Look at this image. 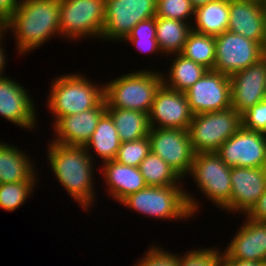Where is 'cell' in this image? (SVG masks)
Here are the masks:
<instances>
[{"label":"cell","instance_id":"obj_1","mask_svg":"<svg viewBox=\"0 0 266 266\" xmlns=\"http://www.w3.org/2000/svg\"><path fill=\"white\" fill-rule=\"evenodd\" d=\"M60 0H20L3 28L15 37L19 55L36 50L48 39L60 36Z\"/></svg>","mask_w":266,"mask_h":266},{"label":"cell","instance_id":"obj_2","mask_svg":"<svg viewBox=\"0 0 266 266\" xmlns=\"http://www.w3.org/2000/svg\"><path fill=\"white\" fill-rule=\"evenodd\" d=\"M47 147V160L56 180L84 210L95 204L96 191L93 178L94 160L84 146L62 145L51 142Z\"/></svg>","mask_w":266,"mask_h":266},{"label":"cell","instance_id":"obj_3","mask_svg":"<svg viewBox=\"0 0 266 266\" xmlns=\"http://www.w3.org/2000/svg\"><path fill=\"white\" fill-rule=\"evenodd\" d=\"M180 185L147 186L124 198L120 204L147 217L182 220L194 217L200 204Z\"/></svg>","mask_w":266,"mask_h":266},{"label":"cell","instance_id":"obj_4","mask_svg":"<svg viewBox=\"0 0 266 266\" xmlns=\"http://www.w3.org/2000/svg\"><path fill=\"white\" fill-rule=\"evenodd\" d=\"M81 73L53 78L47 107L55 123L60 117L95 108L104 99V84H94Z\"/></svg>","mask_w":266,"mask_h":266},{"label":"cell","instance_id":"obj_5","mask_svg":"<svg viewBox=\"0 0 266 266\" xmlns=\"http://www.w3.org/2000/svg\"><path fill=\"white\" fill-rule=\"evenodd\" d=\"M163 84L161 71L139 70L104 84L106 108L135 110L149 114L155 94Z\"/></svg>","mask_w":266,"mask_h":266},{"label":"cell","instance_id":"obj_6","mask_svg":"<svg viewBox=\"0 0 266 266\" xmlns=\"http://www.w3.org/2000/svg\"><path fill=\"white\" fill-rule=\"evenodd\" d=\"M242 127V115L232 107L193 115L187 129L197 153L217 152L220 146Z\"/></svg>","mask_w":266,"mask_h":266},{"label":"cell","instance_id":"obj_7","mask_svg":"<svg viewBox=\"0 0 266 266\" xmlns=\"http://www.w3.org/2000/svg\"><path fill=\"white\" fill-rule=\"evenodd\" d=\"M60 36L79 40L101 39L104 28L105 0H60Z\"/></svg>","mask_w":266,"mask_h":266},{"label":"cell","instance_id":"obj_8","mask_svg":"<svg viewBox=\"0 0 266 266\" xmlns=\"http://www.w3.org/2000/svg\"><path fill=\"white\" fill-rule=\"evenodd\" d=\"M230 175L231 167L216 152L195 154L189 173L205 198L222 210L229 206L232 190Z\"/></svg>","mask_w":266,"mask_h":266},{"label":"cell","instance_id":"obj_9","mask_svg":"<svg viewBox=\"0 0 266 266\" xmlns=\"http://www.w3.org/2000/svg\"><path fill=\"white\" fill-rule=\"evenodd\" d=\"M157 0H105L101 39L122 41L139 22L156 16Z\"/></svg>","mask_w":266,"mask_h":266},{"label":"cell","instance_id":"obj_10","mask_svg":"<svg viewBox=\"0 0 266 266\" xmlns=\"http://www.w3.org/2000/svg\"><path fill=\"white\" fill-rule=\"evenodd\" d=\"M214 71L231 76L263 58V46L246 37L225 31L215 36Z\"/></svg>","mask_w":266,"mask_h":266},{"label":"cell","instance_id":"obj_11","mask_svg":"<svg viewBox=\"0 0 266 266\" xmlns=\"http://www.w3.org/2000/svg\"><path fill=\"white\" fill-rule=\"evenodd\" d=\"M151 151L162 158L184 178L189 175L195 152L187 130L178 128H150Z\"/></svg>","mask_w":266,"mask_h":266},{"label":"cell","instance_id":"obj_12","mask_svg":"<svg viewBox=\"0 0 266 266\" xmlns=\"http://www.w3.org/2000/svg\"><path fill=\"white\" fill-rule=\"evenodd\" d=\"M216 153L228 167L266 168V134L242 126Z\"/></svg>","mask_w":266,"mask_h":266},{"label":"cell","instance_id":"obj_13","mask_svg":"<svg viewBox=\"0 0 266 266\" xmlns=\"http://www.w3.org/2000/svg\"><path fill=\"white\" fill-rule=\"evenodd\" d=\"M185 94L193 115L228 109L231 107L230 77L208 70Z\"/></svg>","mask_w":266,"mask_h":266},{"label":"cell","instance_id":"obj_14","mask_svg":"<svg viewBox=\"0 0 266 266\" xmlns=\"http://www.w3.org/2000/svg\"><path fill=\"white\" fill-rule=\"evenodd\" d=\"M150 128H178L187 130L193 113L185 93L161 85L148 114Z\"/></svg>","mask_w":266,"mask_h":266},{"label":"cell","instance_id":"obj_15","mask_svg":"<svg viewBox=\"0 0 266 266\" xmlns=\"http://www.w3.org/2000/svg\"><path fill=\"white\" fill-rule=\"evenodd\" d=\"M231 107L239 114L266 99V59L230 76Z\"/></svg>","mask_w":266,"mask_h":266},{"label":"cell","instance_id":"obj_16","mask_svg":"<svg viewBox=\"0 0 266 266\" xmlns=\"http://www.w3.org/2000/svg\"><path fill=\"white\" fill-rule=\"evenodd\" d=\"M228 213L247 214L266 190V168L231 167Z\"/></svg>","mask_w":266,"mask_h":266},{"label":"cell","instance_id":"obj_17","mask_svg":"<svg viewBox=\"0 0 266 266\" xmlns=\"http://www.w3.org/2000/svg\"><path fill=\"white\" fill-rule=\"evenodd\" d=\"M20 84L6 75L0 78V117L3 116L20 128L33 130L38 117L35 103L29 92Z\"/></svg>","mask_w":266,"mask_h":266},{"label":"cell","instance_id":"obj_18","mask_svg":"<svg viewBox=\"0 0 266 266\" xmlns=\"http://www.w3.org/2000/svg\"><path fill=\"white\" fill-rule=\"evenodd\" d=\"M229 16L228 31L264 45L266 40V2L229 0Z\"/></svg>","mask_w":266,"mask_h":266},{"label":"cell","instance_id":"obj_19","mask_svg":"<svg viewBox=\"0 0 266 266\" xmlns=\"http://www.w3.org/2000/svg\"><path fill=\"white\" fill-rule=\"evenodd\" d=\"M103 99L95 108L78 114L60 117L54 124L55 138L52 142L69 146H85L95 131L99 119L106 112Z\"/></svg>","mask_w":266,"mask_h":266},{"label":"cell","instance_id":"obj_20","mask_svg":"<svg viewBox=\"0 0 266 266\" xmlns=\"http://www.w3.org/2000/svg\"><path fill=\"white\" fill-rule=\"evenodd\" d=\"M246 218L224 250L223 257L266 262V222L253 221L247 216Z\"/></svg>","mask_w":266,"mask_h":266},{"label":"cell","instance_id":"obj_21","mask_svg":"<svg viewBox=\"0 0 266 266\" xmlns=\"http://www.w3.org/2000/svg\"><path fill=\"white\" fill-rule=\"evenodd\" d=\"M102 175L107 185L108 195L119 203L132 193L146 188L144 177L139 167L118 163L116 160L103 162Z\"/></svg>","mask_w":266,"mask_h":266},{"label":"cell","instance_id":"obj_22","mask_svg":"<svg viewBox=\"0 0 266 266\" xmlns=\"http://www.w3.org/2000/svg\"><path fill=\"white\" fill-rule=\"evenodd\" d=\"M24 153L22 149L19 150L12 144L0 145V184L39 181L35 165L30 163L32 160Z\"/></svg>","mask_w":266,"mask_h":266},{"label":"cell","instance_id":"obj_23","mask_svg":"<svg viewBox=\"0 0 266 266\" xmlns=\"http://www.w3.org/2000/svg\"><path fill=\"white\" fill-rule=\"evenodd\" d=\"M229 0H213L195 8L192 30L217 36L227 31L229 25Z\"/></svg>","mask_w":266,"mask_h":266},{"label":"cell","instance_id":"obj_24","mask_svg":"<svg viewBox=\"0 0 266 266\" xmlns=\"http://www.w3.org/2000/svg\"><path fill=\"white\" fill-rule=\"evenodd\" d=\"M173 55L174 58H172L173 62L170 64L169 73L164 74L161 71L162 82L169 89L185 93L209 69L202 64L185 58L180 53Z\"/></svg>","mask_w":266,"mask_h":266},{"label":"cell","instance_id":"obj_25","mask_svg":"<svg viewBox=\"0 0 266 266\" xmlns=\"http://www.w3.org/2000/svg\"><path fill=\"white\" fill-rule=\"evenodd\" d=\"M120 145L121 141L112 118L105 112L99 119L95 131L84 147L93 159L94 155L90 153L92 148V152L95 151L103 163L109 160H115Z\"/></svg>","mask_w":266,"mask_h":266},{"label":"cell","instance_id":"obj_26","mask_svg":"<svg viewBox=\"0 0 266 266\" xmlns=\"http://www.w3.org/2000/svg\"><path fill=\"white\" fill-rule=\"evenodd\" d=\"M106 113L112 118L121 142L148 136L150 124L147 113L120 108H106Z\"/></svg>","mask_w":266,"mask_h":266},{"label":"cell","instance_id":"obj_27","mask_svg":"<svg viewBox=\"0 0 266 266\" xmlns=\"http://www.w3.org/2000/svg\"><path fill=\"white\" fill-rule=\"evenodd\" d=\"M191 31L187 22L156 17V39L164 56L181 53Z\"/></svg>","mask_w":266,"mask_h":266},{"label":"cell","instance_id":"obj_28","mask_svg":"<svg viewBox=\"0 0 266 266\" xmlns=\"http://www.w3.org/2000/svg\"><path fill=\"white\" fill-rule=\"evenodd\" d=\"M139 169L148 186L181 185L183 180L171 166L152 151L141 161Z\"/></svg>","mask_w":266,"mask_h":266},{"label":"cell","instance_id":"obj_29","mask_svg":"<svg viewBox=\"0 0 266 266\" xmlns=\"http://www.w3.org/2000/svg\"><path fill=\"white\" fill-rule=\"evenodd\" d=\"M215 48V36L201 34L192 30L180 54L187 59L202 64L209 70H213L215 65Z\"/></svg>","mask_w":266,"mask_h":266},{"label":"cell","instance_id":"obj_30","mask_svg":"<svg viewBox=\"0 0 266 266\" xmlns=\"http://www.w3.org/2000/svg\"><path fill=\"white\" fill-rule=\"evenodd\" d=\"M37 181H21L0 184V208L15 211L32 195Z\"/></svg>","mask_w":266,"mask_h":266},{"label":"cell","instance_id":"obj_31","mask_svg":"<svg viewBox=\"0 0 266 266\" xmlns=\"http://www.w3.org/2000/svg\"><path fill=\"white\" fill-rule=\"evenodd\" d=\"M151 152L148 136L129 142H121L115 160L123 165L139 167L141 161Z\"/></svg>","mask_w":266,"mask_h":266},{"label":"cell","instance_id":"obj_32","mask_svg":"<svg viewBox=\"0 0 266 266\" xmlns=\"http://www.w3.org/2000/svg\"><path fill=\"white\" fill-rule=\"evenodd\" d=\"M195 7L190 0H157L156 16L190 23L194 20ZM191 17V18H190Z\"/></svg>","mask_w":266,"mask_h":266},{"label":"cell","instance_id":"obj_33","mask_svg":"<svg viewBox=\"0 0 266 266\" xmlns=\"http://www.w3.org/2000/svg\"><path fill=\"white\" fill-rule=\"evenodd\" d=\"M223 252L217 248H197L178 255V266H217Z\"/></svg>","mask_w":266,"mask_h":266},{"label":"cell","instance_id":"obj_34","mask_svg":"<svg viewBox=\"0 0 266 266\" xmlns=\"http://www.w3.org/2000/svg\"><path fill=\"white\" fill-rule=\"evenodd\" d=\"M134 266H178V255L160 246H151L144 257L138 259Z\"/></svg>","mask_w":266,"mask_h":266},{"label":"cell","instance_id":"obj_35","mask_svg":"<svg viewBox=\"0 0 266 266\" xmlns=\"http://www.w3.org/2000/svg\"><path fill=\"white\" fill-rule=\"evenodd\" d=\"M242 126L266 134V99L242 114Z\"/></svg>","mask_w":266,"mask_h":266},{"label":"cell","instance_id":"obj_36","mask_svg":"<svg viewBox=\"0 0 266 266\" xmlns=\"http://www.w3.org/2000/svg\"><path fill=\"white\" fill-rule=\"evenodd\" d=\"M127 38H156V17L139 22Z\"/></svg>","mask_w":266,"mask_h":266},{"label":"cell","instance_id":"obj_37","mask_svg":"<svg viewBox=\"0 0 266 266\" xmlns=\"http://www.w3.org/2000/svg\"><path fill=\"white\" fill-rule=\"evenodd\" d=\"M124 41L130 42L141 52L162 54L156 38H126Z\"/></svg>","mask_w":266,"mask_h":266},{"label":"cell","instance_id":"obj_38","mask_svg":"<svg viewBox=\"0 0 266 266\" xmlns=\"http://www.w3.org/2000/svg\"><path fill=\"white\" fill-rule=\"evenodd\" d=\"M245 216L253 221L266 222V190Z\"/></svg>","mask_w":266,"mask_h":266},{"label":"cell","instance_id":"obj_39","mask_svg":"<svg viewBox=\"0 0 266 266\" xmlns=\"http://www.w3.org/2000/svg\"><path fill=\"white\" fill-rule=\"evenodd\" d=\"M19 4L20 0H0V22L4 23Z\"/></svg>","mask_w":266,"mask_h":266},{"label":"cell","instance_id":"obj_40","mask_svg":"<svg viewBox=\"0 0 266 266\" xmlns=\"http://www.w3.org/2000/svg\"><path fill=\"white\" fill-rule=\"evenodd\" d=\"M5 32H7V31L4 28H2L0 30V78L5 77L3 71H4V68L6 67L5 66L6 65L5 62L7 61V60H5L7 58L6 57L7 55L5 53V49H4V46H3V43H2V39H3V37H5L4 34L5 35L8 34V33H5Z\"/></svg>","mask_w":266,"mask_h":266},{"label":"cell","instance_id":"obj_41","mask_svg":"<svg viewBox=\"0 0 266 266\" xmlns=\"http://www.w3.org/2000/svg\"><path fill=\"white\" fill-rule=\"evenodd\" d=\"M232 266H259L260 262L239 260V259H226Z\"/></svg>","mask_w":266,"mask_h":266},{"label":"cell","instance_id":"obj_42","mask_svg":"<svg viewBox=\"0 0 266 266\" xmlns=\"http://www.w3.org/2000/svg\"><path fill=\"white\" fill-rule=\"evenodd\" d=\"M190 1L192 5L196 8L198 6L207 4L208 2L213 1V0H190Z\"/></svg>","mask_w":266,"mask_h":266},{"label":"cell","instance_id":"obj_43","mask_svg":"<svg viewBox=\"0 0 266 266\" xmlns=\"http://www.w3.org/2000/svg\"><path fill=\"white\" fill-rule=\"evenodd\" d=\"M217 266H232L224 257L218 262Z\"/></svg>","mask_w":266,"mask_h":266},{"label":"cell","instance_id":"obj_44","mask_svg":"<svg viewBox=\"0 0 266 266\" xmlns=\"http://www.w3.org/2000/svg\"><path fill=\"white\" fill-rule=\"evenodd\" d=\"M263 57L266 59V40H265V43L263 45Z\"/></svg>","mask_w":266,"mask_h":266},{"label":"cell","instance_id":"obj_45","mask_svg":"<svg viewBox=\"0 0 266 266\" xmlns=\"http://www.w3.org/2000/svg\"><path fill=\"white\" fill-rule=\"evenodd\" d=\"M259 266H266V262L260 263Z\"/></svg>","mask_w":266,"mask_h":266},{"label":"cell","instance_id":"obj_46","mask_svg":"<svg viewBox=\"0 0 266 266\" xmlns=\"http://www.w3.org/2000/svg\"><path fill=\"white\" fill-rule=\"evenodd\" d=\"M256 1H260V2H266V0H256Z\"/></svg>","mask_w":266,"mask_h":266}]
</instances>
